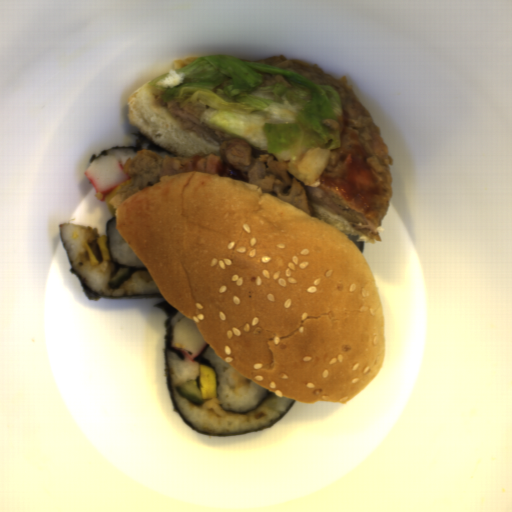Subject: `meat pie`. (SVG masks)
I'll return each instance as SVG.
<instances>
[{
  "mask_svg": "<svg viewBox=\"0 0 512 512\" xmlns=\"http://www.w3.org/2000/svg\"><path fill=\"white\" fill-rule=\"evenodd\" d=\"M241 62H257L279 67L302 75L320 86H331L338 92L343 105V129L340 147L331 149L328 162L321 175L334 177L344 167V151L350 150L351 132H356L364 150L370 158L365 162L372 166V172L383 188V195L374 200L378 211L377 218L370 220L362 210L356 208L353 200L347 202L338 191L322 184L310 187L289 171L288 163L278 161L268 151L251 147L241 138H231L203 122L200 115L210 106L188 103L184 107L178 101L164 102L162 94H153L158 104L166 107L174 118H180L178 127L193 132L197 137L215 140L219 143L220 154L200 153L190 158L158 155L152 150H141L128 158L125 172L129 180L118 185L116 193L120 202L129 195L160 181L164 176L198 172L228 177L251 183L309 216H316L313 203L331 213L340 215L354 228L374 240L382 243L379 230L382 219L390 207L393 192L391 166L395 160L389 155L388 144L381 135V128L375 125L370 111L359 100L352 85H348L347 76L334 79L324 72L319 64H309L298 59H287L283 54L258 60L239 59ZM313 202V203H312Z\"/></svg>",
  "mask_w": 512,
  "mask_h": 512,
  "instance_id": "b5893723",
  "label": "meat pie"
}]
</instances>
